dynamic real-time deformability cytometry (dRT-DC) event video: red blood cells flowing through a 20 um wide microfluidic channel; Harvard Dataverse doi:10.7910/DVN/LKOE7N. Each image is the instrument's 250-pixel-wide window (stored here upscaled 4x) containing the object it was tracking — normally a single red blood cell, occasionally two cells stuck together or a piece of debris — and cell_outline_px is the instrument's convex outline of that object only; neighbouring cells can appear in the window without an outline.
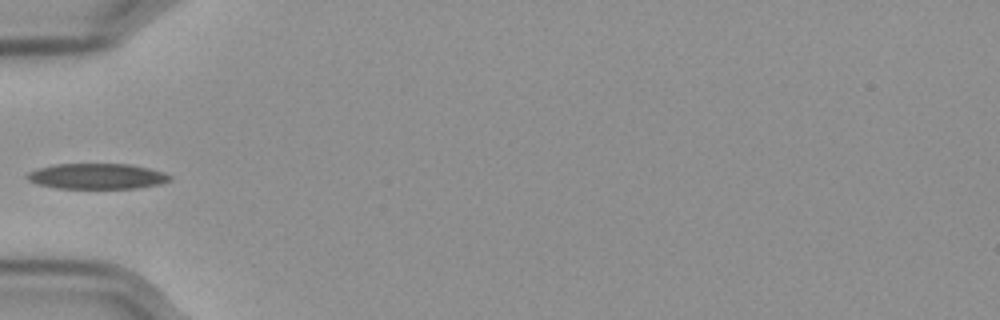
{"species": "Egyptian fruit bat (a non-hibernating species)", "species_latin": "Rousettus aegyptiacus", "temperature_condition": "cold", "stored_images_in_passage": 38, "camera_frame_rate_fps": 3000, "um_per_image_px": 0.085, "frame": {"image": 1, "passage_image": 1, "time_ms": 0.0, "image_size_px": [1000, 320], "cell_outline_px": [[172, 180], [160, 184], [136, 188], [56, 188], [40, 184], [28, 180], [24, 176], [28, 172], [36, 168], [52, 164], [128, 164], [148, 168], [164, 172], [172, 176]], "centroid_in_image_um": [8.23, 14.97], "position_along_channel_um": 76.8, "area_um2": 21.33}}
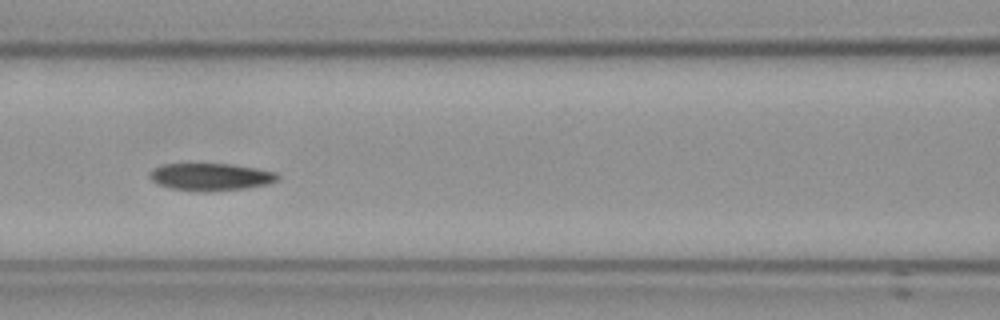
{"frame": {"image": 2, "passage_image": 7, "time_ms": 2.0, "image_size_px": [1000, 320], "cell_outline_px": [[280, 180], [268, 184], [248, 188], [212, 192], [196, 192], [168, 188], [152, 180], [148, 176], [148, 172], [152, 168], [164, 164], [232, 164], [256, 168], [276, 172], [280, 176]], "centroid_in_image_um": [17.92, 15.05], "position_along_channel_um": 148.7, "area_um2": 20.87}}
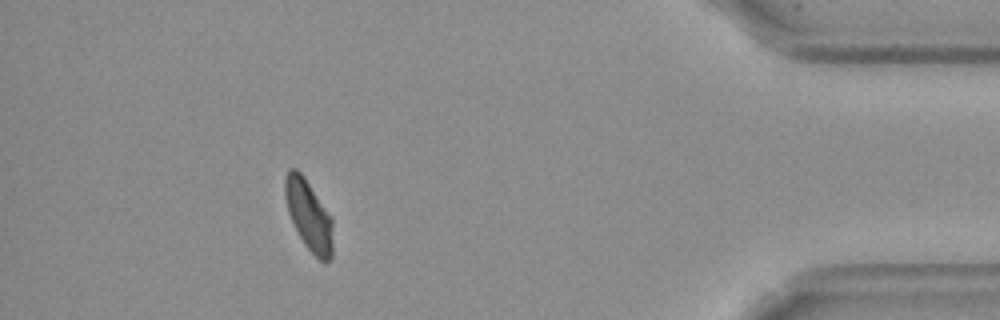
{"frame": {"image": 3, "passage_image": 33, "time_ms": 10.667, "image_size_px": [1000, 320], "cell_outline_px": [[332, 256], [324, 264], [304, 244], [288, 212], [284, 192], [284, 176], [288, 168], [296, 168], [304, 176], [332, 216]], "centroid_in_image_um": [26.24, 18.25], "position_along_channel_um": 409.0, "area_um2": 19.65}}